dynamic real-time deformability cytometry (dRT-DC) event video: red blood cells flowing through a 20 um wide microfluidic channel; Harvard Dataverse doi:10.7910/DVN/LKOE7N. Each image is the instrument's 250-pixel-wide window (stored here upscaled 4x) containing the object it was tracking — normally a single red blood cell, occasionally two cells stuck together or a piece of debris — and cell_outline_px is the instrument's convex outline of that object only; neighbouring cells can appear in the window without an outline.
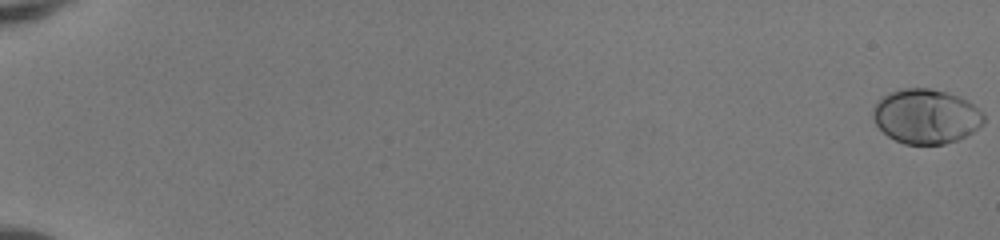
{"species": "human", "species_latin": "Homo sapiens", "temperature_condition": "room temperature", "stored_images_in_passage": 53, "camera_frame_rate_fps": 3000, "um_per_image_px": 0.085, "donor": {"sex": "female"}, "frame": {"image": 1, "passage_image": 1, "time_ms": 0.0, "image_size_px": [1000, 240], "cell_outline_px": [[984, 124], [980, 128], [956, 140], [944, 144], [904, 144], [888, 136], [876, 124], [872, 116], [872, 108], [888, 92], [904, 88], [928, 88], [948, 92], [968, 100], [984, 112]], "centroid_in_image_um": [78.73, 9.88], "position_along_channel_um": 6.3, "area_um2": 35.37}}
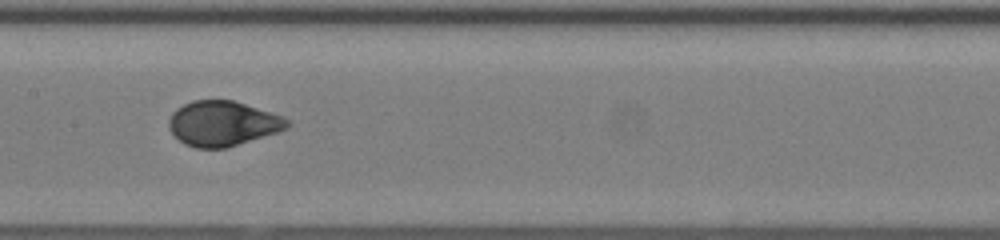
{"frame": {"image": 2, "passage_image": 30, "time_ms": 9.667, "image_size_px": [1000, 240], "cell_outline_px": [[292, 124], [288, 128], [228, 148], [196, 148], [184, 144], [168, 128], [168, 120], [172, 112], [176, 108], [192, 100], [232, 100], [280, 116], [288, 120]], "centroid_in_image_um": [18.89, 10.5], "position_along_channel_um": 188.5, "area_um2": 30.81}}
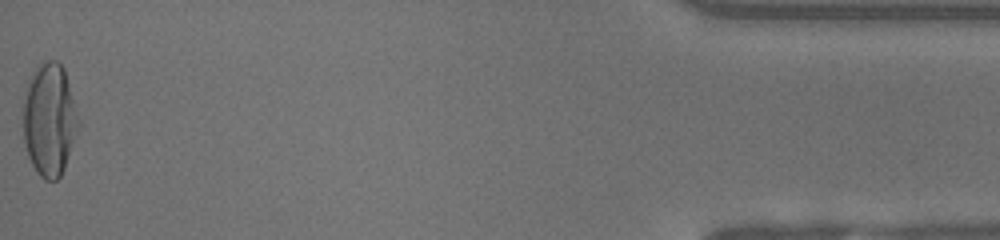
{"frame": {"image": 3, "passage_image": 53, "time_ms": 17.333, "image_size_px": [1000, 240], "cell_outline_px": [[80, 128], [64, 168], [60, 176], [56, 180], [44, 180], [36, 172], [28, 156], [24, 144], [24, 92], [32, 72], [36, 64], [40, 60], [56, 60], [64, 68], [80, 120]], "centroid_in_image_um": [4.21, 10.14], "position_along_channel_um": 431.0, "area_um2": 36.82}, "authors_computed_cell_mechanics": {"area_um2": 32.1368, "velocity_mm_per_s": 4.1744, "shape_relaxation_time_tau1_ms": 3.7144, "shape_relaxation_time_tau2_ms": null, "deformation_change_tau1": 0.1913, "deformation_change_tau2": null}}